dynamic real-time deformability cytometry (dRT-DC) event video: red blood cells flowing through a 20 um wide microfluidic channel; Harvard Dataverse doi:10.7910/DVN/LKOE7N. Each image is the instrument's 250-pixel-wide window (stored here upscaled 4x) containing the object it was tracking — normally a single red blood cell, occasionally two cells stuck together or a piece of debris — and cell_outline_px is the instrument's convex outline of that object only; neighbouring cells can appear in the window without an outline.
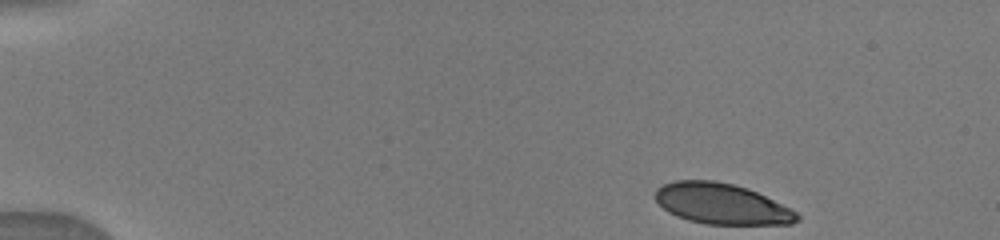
{"species": "human", "species_latin": "Homo sapiens", "temperature_condition": "warm", "stored_images_in_passage": 16, "camera_frame_rate_fps": 3000, "um_per_image_px": 0.085, "donor": {"sex": "male"}, "frame": {"image": 1, "passage_image": 1, "time_ms": 0.0, "image_size_px": [1000, 240], "cell_outline_px": [[800, 220], [792, 224], [704, 224], [688, 220], [676, 216], [668, 212], [656, 200], [656, 188], [664, 184], [676, 180], [712, 180], [732, 184], [748, 188], [796, 212], [800, 216]], "centroid_in_image_um": [61.32, 17.33], "position_along_channel_um": 23.7, "area_um2": 33.35}}
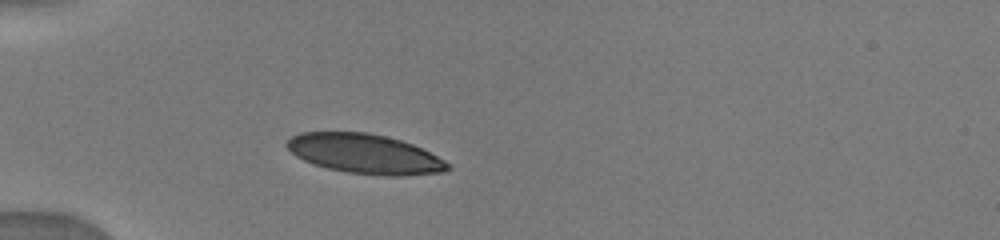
{"frame": {"image": 2, "passage_image": 11, "time_ms": 3.0, "image_size_px": [1000, 240], "cell_outline_px": [[452, 168], [444, 172], [404, 176], [384, 176], [348, 172], [328, 168], [304, 160], [296, 156], [284, 144], [292, 136], [300, 132], [368, 132], [400, 140], [412, 144], [452, 164]], "centroid_in_image_um": [31.03, 13.08], "position_along_channel_um": 54.0, "area_um2": 36.99}}
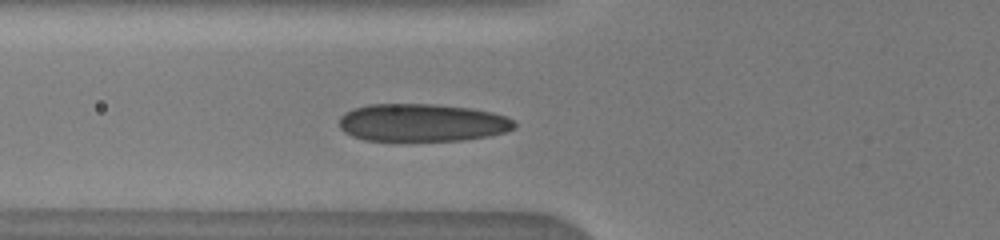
{"frame": {"image": 3, "passage_image": 16, "time_ms": 4.333, "image_size_px": [1000, 240], "cell_outline_px": [[516, 128], [504, 132], [488, 136], [460, 140], [364, 140], [352, 136], [344, 132], [340, 128], [340, 116], [344, 112], [352, 108], [368, 104], [436, 104], [472, 108], [492, 112], [504, 116], [512, 120], [516, 124]], "centroid_in_image_um": [35.85, 10.41], "position_along_channel_um": 90.0, "area_um2": 38.55}}